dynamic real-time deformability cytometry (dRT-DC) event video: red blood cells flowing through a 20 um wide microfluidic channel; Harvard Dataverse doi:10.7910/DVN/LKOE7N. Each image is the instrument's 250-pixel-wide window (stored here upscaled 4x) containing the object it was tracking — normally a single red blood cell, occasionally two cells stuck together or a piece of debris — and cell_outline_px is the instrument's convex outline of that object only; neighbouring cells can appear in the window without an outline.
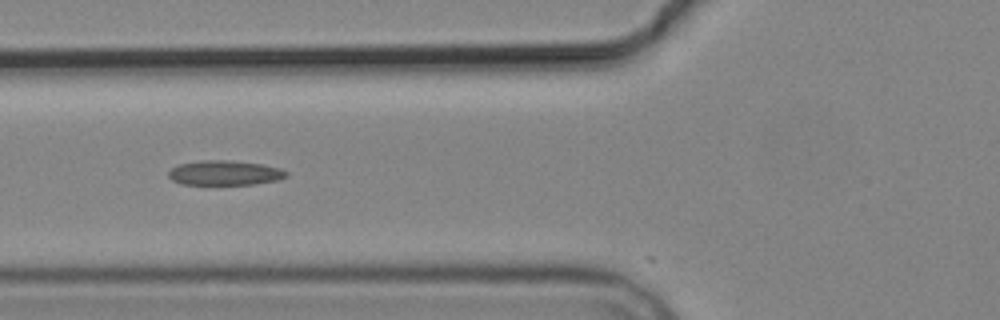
{"species": "common noctule bat (a hibernating species)", "species_latin": "Nyctalus noctula", "temperature_condition": "cold", "stored_images_in_passage": 8, "camera_frame_rate_fps": 3000, "um_per_image_px": 0.085, "animal": {"sex": "male", "body_mass_g": 19.2, "forearm_length_mm": 51.8}, "frame": {"image": 1, "passage_image": 6, "time_ms": 6.0, "image_size_px": [1000, 320], "cell_outline_px": [[288, 176], [276, 180], [252, 184], [180, 184], [172, 180], [168, 176], [168, 172], [172, 168], [180, 164], [204, 160], [224, 160], [260, 164], [280, 168], [288, 172]], "centroid_in_image_um": [19.09, 14.7], "position_along_channel_um": 106.7, "area_um2": 16.7}}
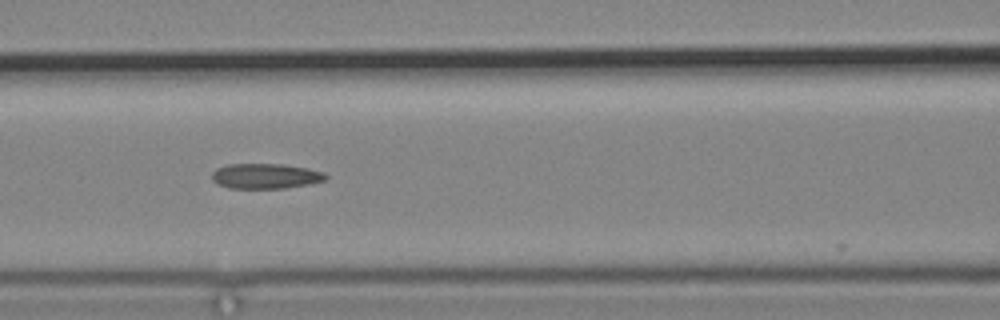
{"frame": {"image": 2, "passage_image": 7, "time_ms": 7.0, "image_size_px": [1000, 320], "cell_outline_px": [[328, 176], [324, 180], [308, 184], [284, 188], [228, 188], [216, 184], [212, 180], [212, 172], [216, 168], [228, 164], [284, 164], [308, 168], [324, 172]], "centroid_in_image_um": [22.54, 14.96], "position_along_channel_um": 144.1, "area_um2": 16.76}}
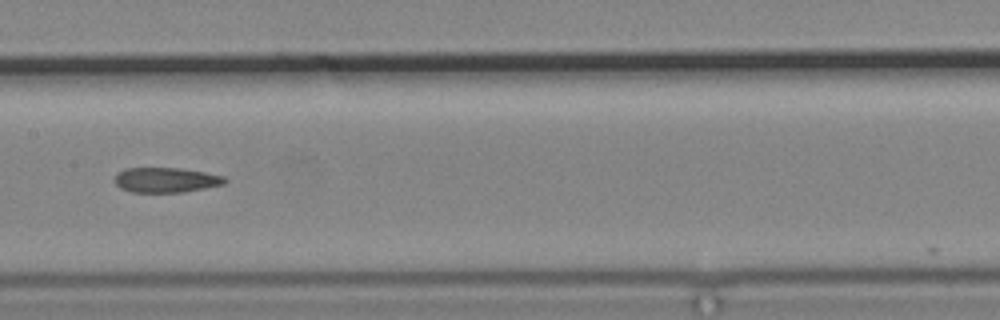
{"frame": {"image": 3, "passage_image": 8, "time_ms": 8.333, "image_size_px": [1000, 320], "cell_outline_px": [[228, 180], [224, 184], [204, 188], [180, 192], [132, 192], [120, 188], [112, 180], [116, 172], [124, 168], [180, 168], [204, 172], [224, 176]], "centroid_in_image_um": [14.05, 15.29], "position_along_channel_um": 193.4, "area_um2": 16.13}}